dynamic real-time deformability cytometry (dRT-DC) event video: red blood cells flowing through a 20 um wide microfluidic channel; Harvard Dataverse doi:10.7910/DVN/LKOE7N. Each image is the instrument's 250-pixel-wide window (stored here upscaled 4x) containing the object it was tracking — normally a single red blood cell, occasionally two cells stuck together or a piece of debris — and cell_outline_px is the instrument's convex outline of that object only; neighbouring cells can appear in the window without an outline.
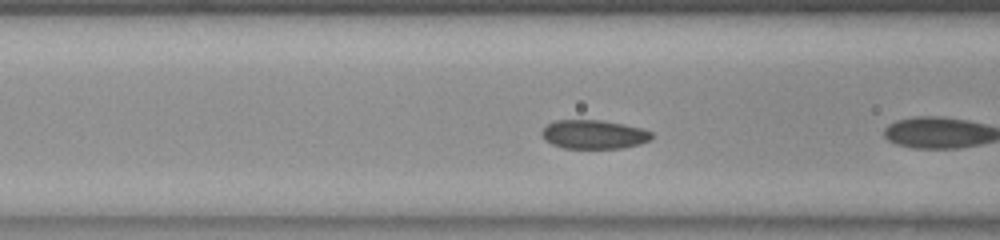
{"species": "common noctule bat (a hibernating species)", "species_latin": "Nyctalus noctula", "temperature_condition": "room temperature", "stored_images_in_passage": 8, "camera_frame_rate_fps": 3000, "um_per_image_px": 0.085, "animal": {"sex": "female", "body_mass_g": 23.0, "forearm_length_mm": 53.4}, "frame": {"image": 1, "passage_image": 4, "time_ms": 1.0, "image_size_px": [1000, 240], "cell_outline_px": [[652, 140], [640, 144], [620, 148], [564, 148], [552, 144], [544, 140], [540, 132], [548, 124], [556, 120], [600, 120], [624, 124], [640, 128], [652, 132]], "centroid_in_image_um": [50.47, 11.43], "position_along_channel_um": 116.1, "area_um2": 18.5}}